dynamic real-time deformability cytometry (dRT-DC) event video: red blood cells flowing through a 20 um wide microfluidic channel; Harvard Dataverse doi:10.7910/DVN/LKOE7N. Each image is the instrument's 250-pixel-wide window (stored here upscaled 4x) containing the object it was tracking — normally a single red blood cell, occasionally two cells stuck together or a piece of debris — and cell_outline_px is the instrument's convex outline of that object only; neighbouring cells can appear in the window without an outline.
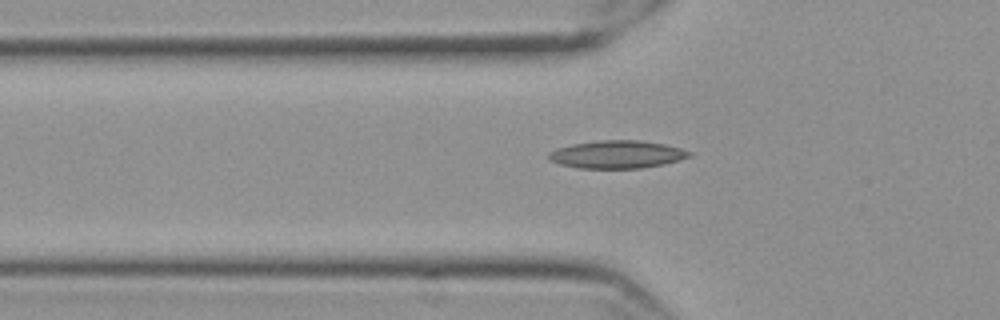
{"species": "Egyptian fruit bat (a non-hibernating species)", "species_latin": "Rousettus aegyptiacus", "temperature_condition": "cold", "stored_images_in_passage": 50, "camera_frame_rate_fps": 3000, "um_per_image_px": 0.085, "frame": {"image": 1, "passage_image": 16, "time_ms": 5.0, "image_size_px": [1000, 320], "cell_outline_px": [[692, 156], [680, 160], [664, 164], [640, 168], [580, 168], [560, 164], [548, 160], [548, 152], [556, 148], [572, 144], [596, 140], [640, 140], [664, 144], [680, 148], [692, 152]], "centroid_in_image_um": [52.44, 13.12], "position_along_channel_um": 73.4, "area_um2": 22.89}}
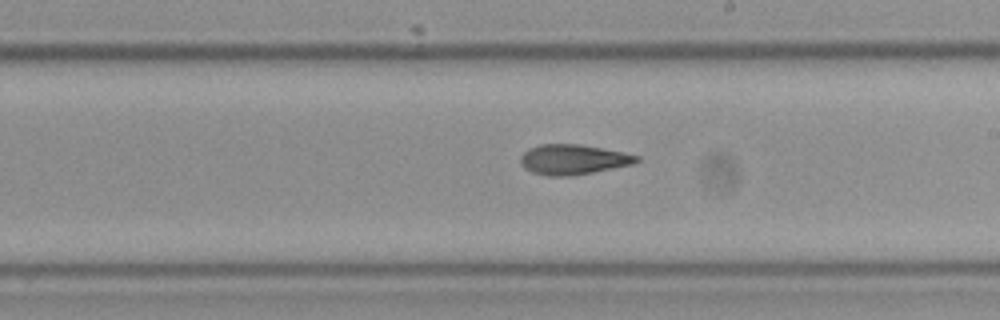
{"frame": {"image": 2, "passage_image": 30, "time_ms": 9.667, "image_size_px": [1000, 320], "cell_outline_px": [[640, 160], [632, 164], [592, 172], [568, 176], [548, 176], [532, 172], [524, 168], [520, 164], [520, 156], [528, 148], [540, 144], [580, 144], [624, 152], [640, 156]], "centroid_in_image_um": [48.69, 13.55], "position_along_channel_um": 240.3, "area_um2": 20.35}}
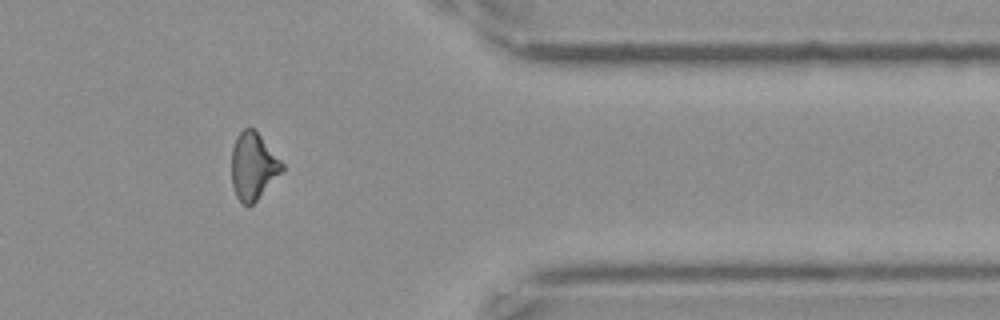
{"frame": {"image": 3, "passage_image": 44, "time_ms": 14.333, "image_size_px": [1000, 320], "cell_outline_px": [[284, 172], [248, 208], [236, 196], [232, 184], [232, 148], [236, 136], [244, 128], [252, 128], [260, 136], [284, 164]], "centroid_in_image_um": [21.53, 14.15], "position_along_channel_um": 389.9, "area_um2": 19.65}, "authors_computed_cell_mechanics": {"area_um2": 20.2011, "velocity_mm_per_s": 3.5516, "shape_relaxation_time_tau1_ms": null, "shape_relaxation_time_tau2_ms": 4.6919, "deformation_change_tau1": null, "deformation_change_tau2": 0.1305}}